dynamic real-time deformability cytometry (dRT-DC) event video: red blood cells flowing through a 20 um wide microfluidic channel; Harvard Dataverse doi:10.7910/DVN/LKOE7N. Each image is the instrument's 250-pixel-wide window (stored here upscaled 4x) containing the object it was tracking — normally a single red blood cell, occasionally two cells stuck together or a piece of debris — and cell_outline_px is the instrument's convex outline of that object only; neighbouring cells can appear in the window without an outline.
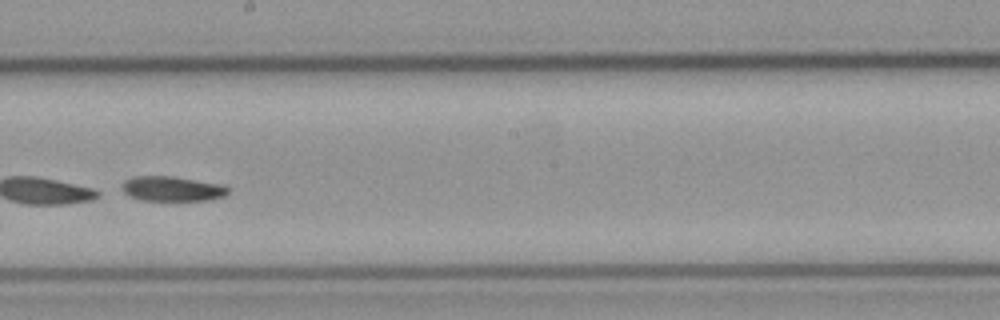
{"species": "common noctule bat (a hibernating species)", "species_latin": "Nyctalus noctula", "temperature_condition": "cold", "stored_images_in_passage": 10, "camera_frame_rate_fps": 3000, "um_per_image_px": 0.085, "animal": {"sex": "male", "body_mass_g": 23.1, "forearm_length_mm": 52.7}, "frame": {"image": 1, "passage_image": 9, "time_ms": 10.333, "image_size_px": [1000, 320], "cell_outline_px": [[228, 192], [224, 196], [212, 200], [140, 200], [128, 196], [120, 188], [120, 184], [124, 180], [132, 176], [172, 176], [220, 184], [228, 188]], "centroid_in_image_um": [14.56, 16.04], "position_along_channel_um": 233.6, "area_um2": 15.49}}
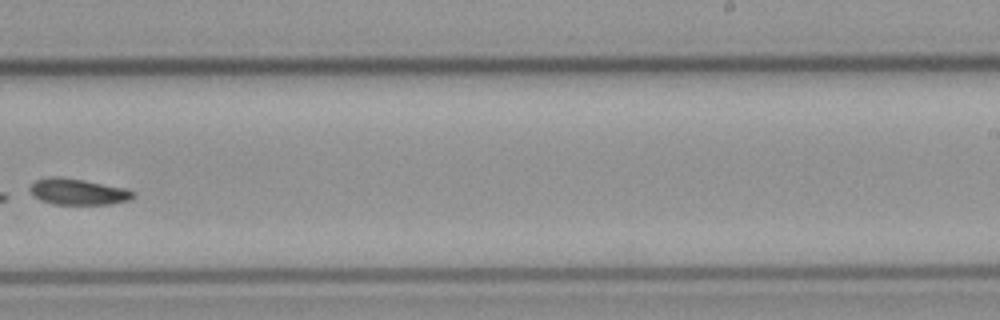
{"frame": {"image": 2, "passage_image": 10, "time_ms": 11.667, "image_size_px": [1000, 320], "cell_outline_px": [[136, 196], [128, 200], [112, 204], [52, 204], [40, 200], [32, 196], [28, 188], [36, 180], [52, 176], [60, 176], [84, 180], [128, 188], [136, 192]], "centroid_in_image_um": [6.64, 16.29], "position_along_channel_um": 282.4, "area_um2": 16.01}}